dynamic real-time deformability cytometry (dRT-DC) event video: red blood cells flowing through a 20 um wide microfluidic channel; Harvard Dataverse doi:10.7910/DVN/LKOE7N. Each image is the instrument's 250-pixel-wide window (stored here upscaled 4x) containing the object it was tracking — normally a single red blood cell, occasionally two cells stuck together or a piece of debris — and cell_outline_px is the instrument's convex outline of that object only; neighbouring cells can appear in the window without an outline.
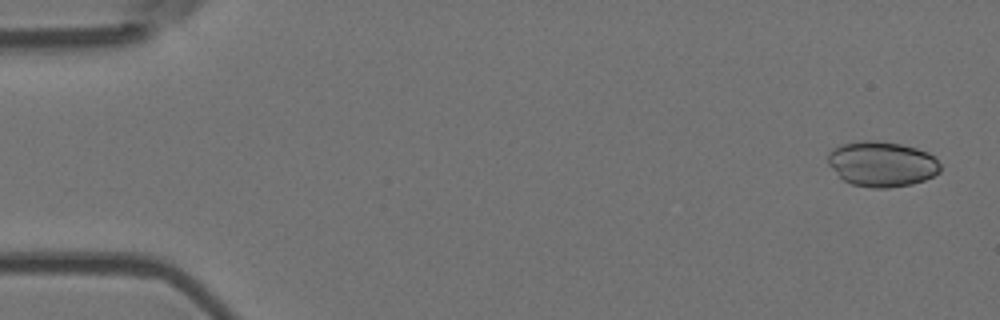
{"species": "Egyptian fruit bat (a non-hibernating species)", "species_latin": "Rousettus aegyptiacus", "temperature_condition": "room temperature", "stored_images_in_passage": 5, "camera_frame_rate_fps": 3000, "um_per_image_px": 0.085, "animal": {"sex": "female"}, "frame": {"image": 1, "passage_image": 1, "time_ms": 0.0, "image_size_px": [1000, 320], "cell_outline_px": [[940, 172], [924, 180], [912, 184], [888, 188], [872, 188], [852, 184], [844, 180], [828, 164], [828, 152], [832, 148], [840, 144], [864, 140], [876, 140], [900, 144], [916, 148], [928, 152], [940, 164]], "centroid_in_image_um": [74.94, 13.93], "position_along_channel_um": 10.1, "area_um2": 29.65}}